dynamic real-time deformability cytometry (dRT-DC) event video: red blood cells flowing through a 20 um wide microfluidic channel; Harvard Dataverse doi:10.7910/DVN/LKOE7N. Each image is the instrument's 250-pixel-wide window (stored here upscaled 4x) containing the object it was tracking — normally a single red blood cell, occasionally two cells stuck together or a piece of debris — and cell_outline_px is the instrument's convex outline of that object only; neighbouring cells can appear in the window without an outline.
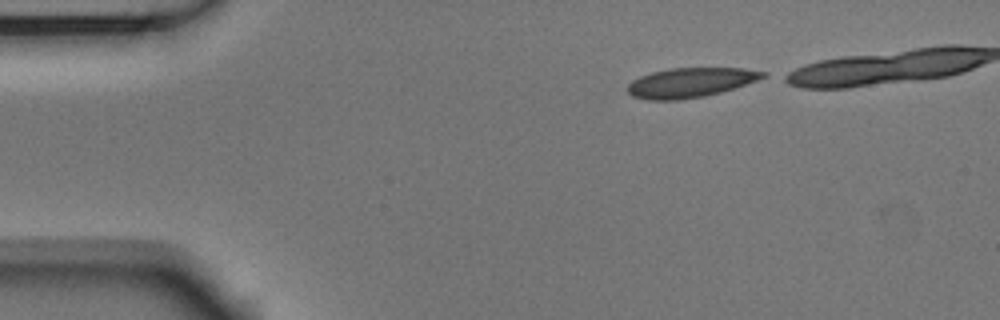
{"species": "Egyptian fruit bat (a non-hibernating species)", "species_latin": "Rousettus aegyptiacus", "temperature_condition": "room temperature", "stored_images_in_passage": 36, "camera_frame_rate_fps": 3000, "um_per_image_px": 0.085, "animal": {"sex": "male"}, "frame": {"image": 1, "passage_image": 1, "time_ms": 0.0, "image_size_px": [1000, 320], "cell_outline_px": [[768, 76], [720, 92], [704, 96], [676, 100], [648, 100], [632, 96], [628, 92], [628, 84], [632, 80], [640, 76], [652, 72], [672, 68], [744, 68], [768, 72]], "centroid_in_image_um": [58.67, 7.01], "position_along_channel_um": 26.3, "area_um2": 23.18}}
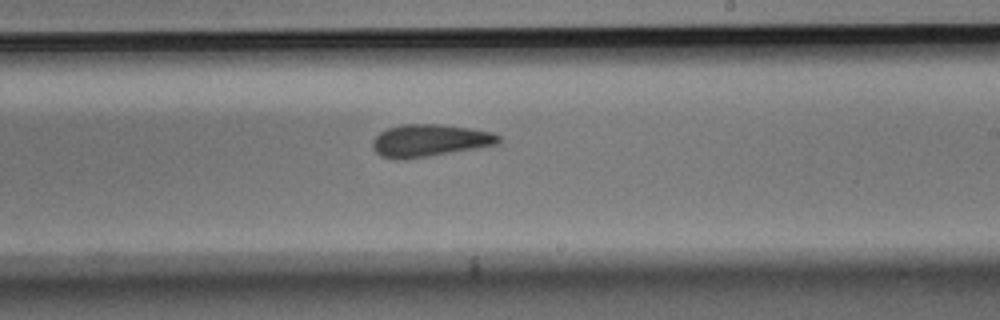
{"frame": {"image": 2, "passage_image": 24, "time_ms": 7.667, "image_size_px": [1000, 320], "cell_outline_px": [[500, 144], [404, 160], [396, 160], [380, 156], [372, 148], [372, 140], [380, 132], [388, 128], [400, 124], [440, 124], [468, 128], [492, 132], [500, 136]], "centroid_in_image_um": [36.48, 11.95], "position_along_channel_um": 252.5, "area_um2": 23.81}}
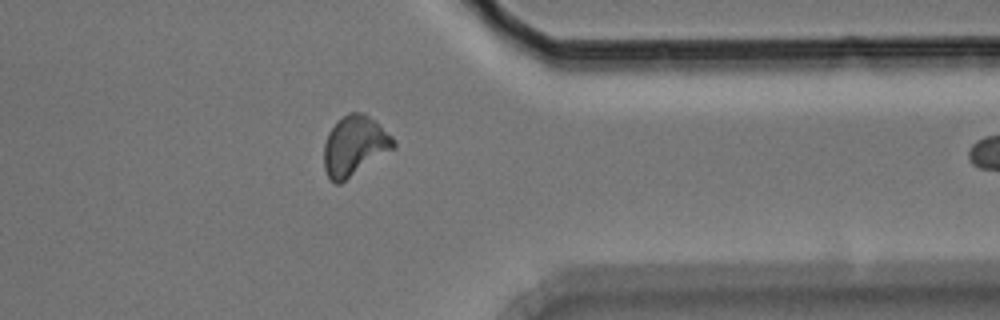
{"frame": {"image": 3, "passage_image": 35, "time_ms": 11.333, "image_size_px": [1000, 320], "cell_outline_px": [[396, 148], [340, 184], [336, 184], [328, 176], [324, 168], [324, 144], [328, 132], [348, 112], [364, 112], [392, 136], [396, 144]], "centroid_in_image_um": [30.15, 12.41], "position_along_channel_um": 381.3, "area_um2": 24.16}}